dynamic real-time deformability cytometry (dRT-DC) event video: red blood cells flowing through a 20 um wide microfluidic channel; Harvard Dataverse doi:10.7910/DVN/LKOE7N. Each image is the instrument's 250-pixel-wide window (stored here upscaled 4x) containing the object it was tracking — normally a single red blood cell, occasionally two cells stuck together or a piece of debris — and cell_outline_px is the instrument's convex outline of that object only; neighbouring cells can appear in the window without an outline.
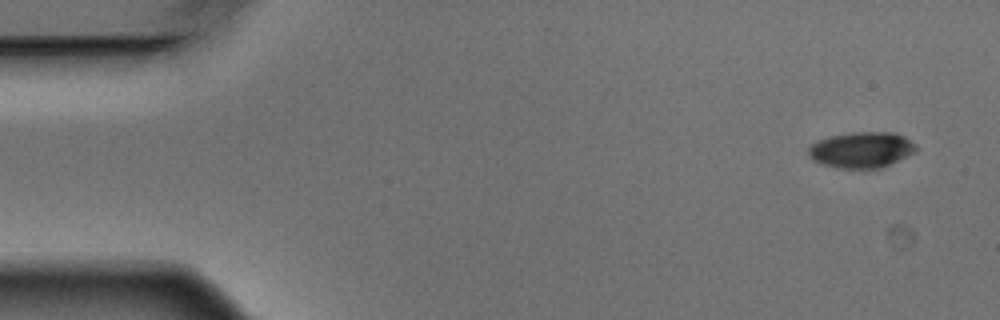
{"species": "Egyptian fruit bat (a non-hibernating species)", "species_latin": "Rousettus aegyptiacus", "temperature_condition": "warm", "stored_images_in_passage": 6, "camera_frame_rate_fps": 3000, "um_per_image_px": 0.085, "animal": {"sex": "male"}, "frame": {"image": 1, "passage_image": 1, "time_ms": 0.0, "image_size_px": [1000, 320], "cell_outline_px": [[916, 152], [880, 168], [836, 168], [820, 164], [812, 160], [808, 156], [808, 148], [816, 140], [832, 136], [852, 132], [892, 132], [904, 136], [916, 144]], "centroid_in_image_um": [73.2, 12.74], "position_along_channel_um": 11.8, "area_um2": 22.6}}
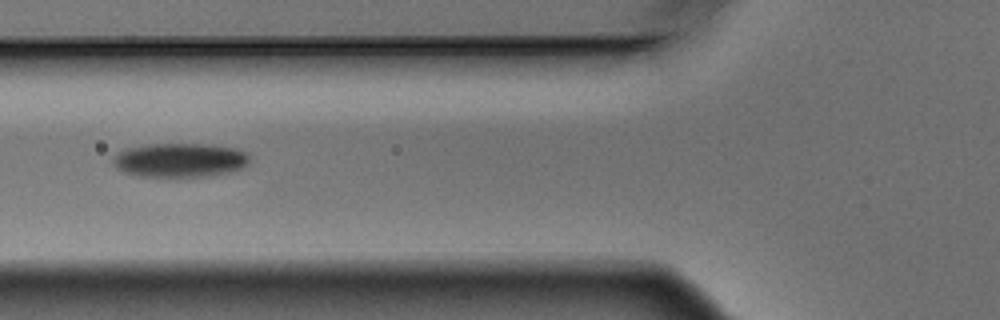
{"frame": {"image": 2, "passage_image": 6, "time_ms": 1.667, "image_size_px": [1000, 320], "cell_outline_px": [[248, 160], [244, 168], [212, 176], [140, 176], [124, 172], [116, 168], [112, 160], [116, 152], [124, 148], [148, 144], [208, 144], [236, 148], [248, 152]], "centroid_in_image_um": [15.28, 13.6], "position_along_channel_um": 110.5, "area_um2": 27.28}}